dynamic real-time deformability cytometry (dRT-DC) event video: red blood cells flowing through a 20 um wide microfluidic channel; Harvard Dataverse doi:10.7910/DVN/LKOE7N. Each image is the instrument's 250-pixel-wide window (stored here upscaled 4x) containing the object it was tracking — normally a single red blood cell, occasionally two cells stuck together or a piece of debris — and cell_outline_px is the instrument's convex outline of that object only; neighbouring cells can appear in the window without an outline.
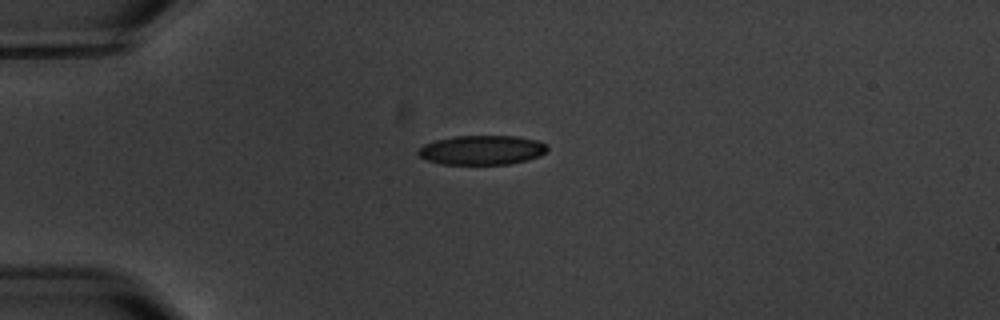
{"species": "common noctule bat (a hibernating species)", "species_latin": "Nyctalus noctula", "temperature_condition": "warm", "stored_images_in_passage": 3, "segment_of_instrument_passage": [1, 2], "camera_frame_rate_fps": 3000, "um_per_image_px": 0.085, "animal": {"sex": "male", "body_mass_g": 20.1, "forearm_length_mm": 53.5}, "frame": {"image": 1, "passage_image": 1, "time_ms": 0.0, "image_size_px": [1000, 320], "cell_outline_px": [[548, 148], [540, 156], [528, 160], [508, 164], [440, 164], [424, 160], [416, 152], [424, 144], [436, 140], [456, 136], [516, 136], [536, 140], [548, 144]], "centroid_in_image_um": [40.95, 12.76], "position_along_channel_um": 44.0, "area_um2": 22.2}}